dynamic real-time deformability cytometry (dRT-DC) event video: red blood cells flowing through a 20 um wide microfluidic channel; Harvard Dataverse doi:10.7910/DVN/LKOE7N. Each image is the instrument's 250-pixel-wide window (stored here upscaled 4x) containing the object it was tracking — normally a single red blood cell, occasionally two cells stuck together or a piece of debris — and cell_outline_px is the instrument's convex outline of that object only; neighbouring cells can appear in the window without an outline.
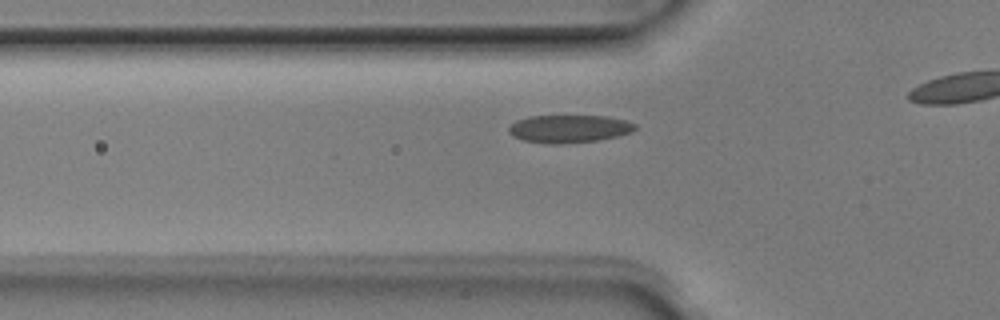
{"species": "Egyptian fruit bat (a non-hibernating species)", "species_latin": "Rousettus aegyptiacus", "temperature_condition": "room temperature", "stored_images_in_passage": 22, "camera_frame_rate_fps": 3000, "um_per_image_px": 0.085, "animal": {"sex": "male"}, "frame": {"image": 1, "passage_image": 10, "time_ms": 3.0, "image_size_px": [1000, 320], "cell_outline_px": [[636, 128], [632, 132], [600, 140], [560, 144], [552, 144], [524, 140], [512, 136], [508, 132], [508, 128], [516, 120], [528, 116], [608, 116], [624, 120], [636, 124]], "centroid_in_image_um": [48.36, 10.94], "position_along_channel_um": 77.4, "area_um2": 20.46}}
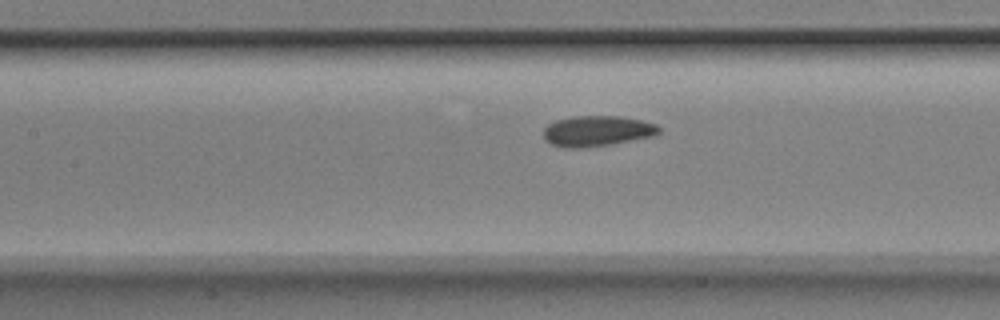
{"frame": {"image": 2, "passage_image": 16, "time_ms": 5.0, "image_size_px": [1000, 320], "cell_outline_px": [[660, 132], [656, 136], [608, 144], [580, 148], [564, 148], [552, 144], [544, 140], [544, 128], [548, 124], [556, 120], [572, 116], [620, 116], [640, 120], [656, 124], [660, 128]], "centroid_in_image_um": [50.74, 11.13], "position_along_channel_um": 156.7, "area_um2": 20.58}}
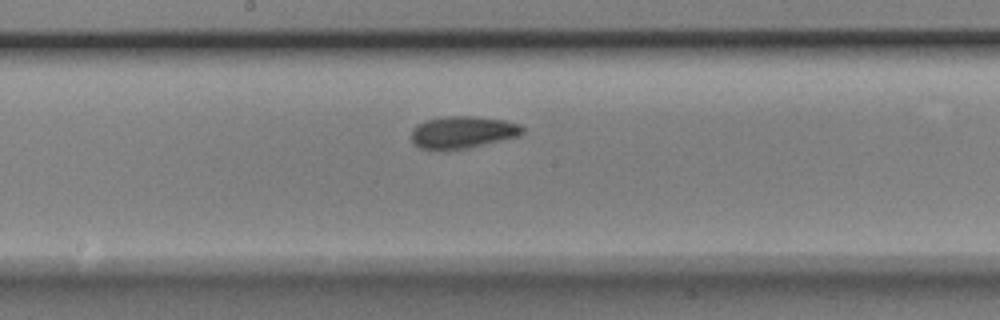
{"frame": {"image": 3, "passage_image": 20, "time_ms": 6.333, "image_size_px": [1000, 320], "cell_outline_px": [[524, 132], [520, 136], [468, 148], [420, 148], [412, 144], [412, 128], [416, 124], [424, 120], [444, 116], [476, 116], [504, 120], [520, 124], [524, 128]], "centroid_in_image_um": [39.34, 11.21], "position_along_channel_um": 208.9, "area_um2": 20.81}}